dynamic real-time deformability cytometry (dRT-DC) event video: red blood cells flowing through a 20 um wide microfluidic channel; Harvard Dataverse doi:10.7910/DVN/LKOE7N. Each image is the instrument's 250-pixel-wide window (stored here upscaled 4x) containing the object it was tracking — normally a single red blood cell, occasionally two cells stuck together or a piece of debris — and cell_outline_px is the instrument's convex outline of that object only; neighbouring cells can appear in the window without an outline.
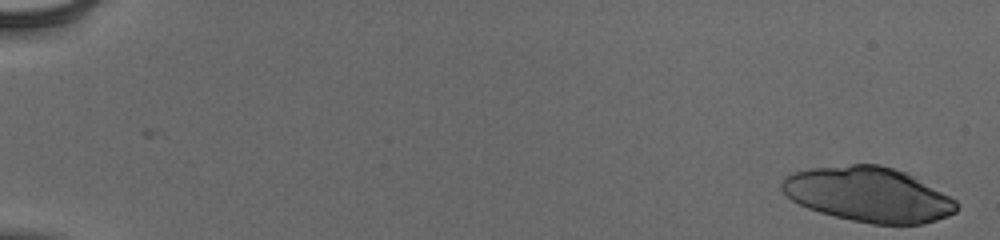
{"species": "human", "species_latin": "Homo sapiens", "temperature_condition": "cold", "stored_images_in_passage": 42, "camera_frame_rate_fps": 3000, "um_per_image_px": 0.085, "donor": {"sex": "male"}, "frame": {"image": 1, "passage_image": 1, "time_ms": 0.0, "image_size_px": [1000, 240], "cell_outline_px": [[956, 212], [948, 216], [924, 224], [872, 224], [852, 220], [820, 212], [808, 208], [792, 200], [780, 188], [780, 184], [784, 176], [792, 172], [808, 168], [852, 164], [880, 164], [904, 172], [912, 176], [956, 200]], "centroid_in_image_um": [73.77, 16.53], "position_along_channel_um": 11.2, "area_um2": 55.49}}
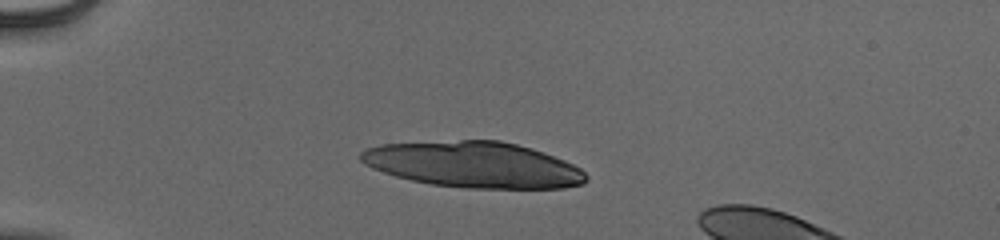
{"frame": {"image": 2, "passage_image": 15, "time_ms": 4.667, "image_size_px": [1000, 240], "cell_outline_px": [[588, 180], [584, 184], [564, 188], [468, 188], [432, 184], [412, 180], [396, 176], [372, 168], [364, 164], [360, 160], [360, 152], [368, 148], [380, 144], [460, 140], [500, 140], [532, 148], [544, 152], [564, 160], [580, 168], [588, 176]], "centroid_in_image_um": [40.28, 13.99], "position_along_channel_um": 44.7, "area_um2": 60.29}}